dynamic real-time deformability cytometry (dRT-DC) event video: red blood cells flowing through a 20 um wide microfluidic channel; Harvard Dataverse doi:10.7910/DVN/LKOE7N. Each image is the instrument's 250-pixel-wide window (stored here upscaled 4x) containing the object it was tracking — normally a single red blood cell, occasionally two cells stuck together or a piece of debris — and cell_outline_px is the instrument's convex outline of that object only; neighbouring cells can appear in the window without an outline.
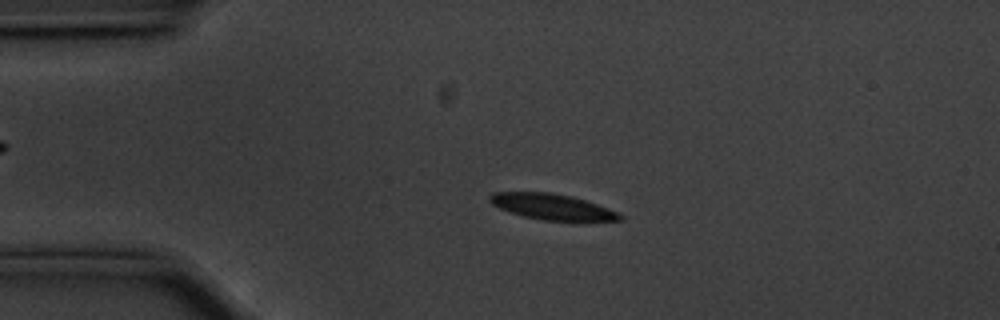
{"species": "common noctule bat (a hibernating species)", "species_latin": "Nyctalus noctula", "temperature_condition": "cold", "stored_images_in_passage": 56, "camera_frame_rate_fps": 3000, "um_per_image_px": 0.085, "animal": {"sex": "male", "body_mass_g": 20.1, "forearm_length_mm": 53.5}, "frame": {"image": 1, "passage_image": 12, "time_ms": 3.667, "image_size_px": [1000, 320], "cell_outline_px": [[624, 220], [580, 224], [576, 224], [544, 220], [524, 216], [500, 208], [492, 204], [488, 200], [488, 196], [492, 192], [548, 192], [572, 196], [608, 208], [624, 216]], "centroid_in_image_um": [47.05, 17.63], "position_along_channel_um": 38.0, "area_um2": 20.4}}
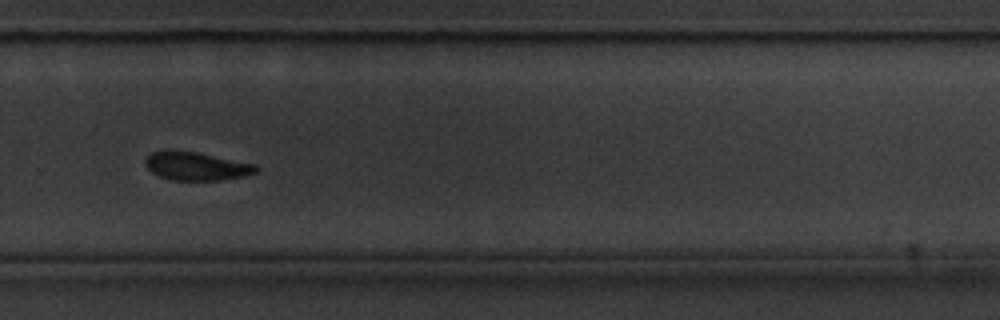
{"frame": {"image": 2, "passage_image": 38, "time_ms": 12.333, "image_size_px": [1000, 320], "cell_outline_px": [[260, 168], [256, 172], [240, 176], [220, 180], [172, 180], [160, 176], [152, 172], [144, 164], [144, 160], [152, 152], [168, 148], [172, 148], [196, 152], [256, 164]], "centroid_in_image_um": [16.63, 14.09], "position_along_channel_um": 313.2, "area_um2": 18.44}}
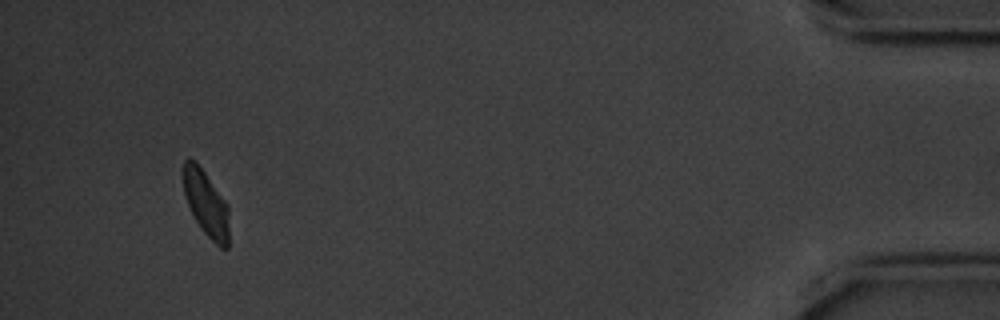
{"frame": {"image": 3, "passage_image": 53, "time_ms": 17.333, "image_size_px": [1000, 320], "cell_outline_px": [[228, 248], [220, 248], [200, 228], [188, 204], [184, 192], [184, 160], [188, 156], [196, 160], [228, 204]], "centroid_in_image_um": [17.52, 17.26], "position_along_channel_um": 417.7, "area_um2": 17.4}, "authors_computed_cell_mechanics": {"area_um2": 19.5653, "velocity_mm_per_s": 3.5171, "shape_relaxation_time_tau1_ms": 2.7668, "shape_relaxation_time_tau2_ms": 4.52, "deformation_change_tau1": 0.1104, "deformation_change_tau2": 0.092}}